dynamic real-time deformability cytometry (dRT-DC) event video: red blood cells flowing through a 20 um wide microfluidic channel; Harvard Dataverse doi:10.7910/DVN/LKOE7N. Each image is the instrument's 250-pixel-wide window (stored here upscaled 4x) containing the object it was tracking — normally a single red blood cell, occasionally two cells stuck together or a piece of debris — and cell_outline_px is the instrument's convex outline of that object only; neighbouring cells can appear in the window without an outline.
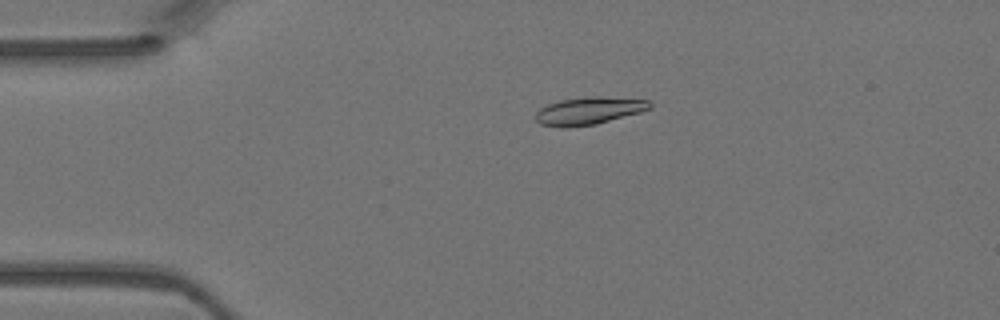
{"species": "Egyptian fruit bat (a non-hibernating species)", "species_latin": "Rousettus aegyptiacus", "temperature_condition": "warm", "stored_images_in_passage": 3, "camera_frame_rate_fps": 3000, "um_per_image_px": 0.085, "animal": {"sex": "female"}, "frame": {"image": 1, "passage_image": 3, "time_ms": 0.667, "image_size_px": [1000, 320], "cell_outline_px": [[652, 108], [640, 112], [596, 124], [568, 128], [560, 128], [540, 124], [536, 120], [536, 112], [540, 108], [548, 104], [560, 100], [592, 96], [600, 96], [652, 100]], "centroid_in_image_um": [50.07, 9.42], "position_along_channel_um": 34.9, "area_um2": 18.5}}